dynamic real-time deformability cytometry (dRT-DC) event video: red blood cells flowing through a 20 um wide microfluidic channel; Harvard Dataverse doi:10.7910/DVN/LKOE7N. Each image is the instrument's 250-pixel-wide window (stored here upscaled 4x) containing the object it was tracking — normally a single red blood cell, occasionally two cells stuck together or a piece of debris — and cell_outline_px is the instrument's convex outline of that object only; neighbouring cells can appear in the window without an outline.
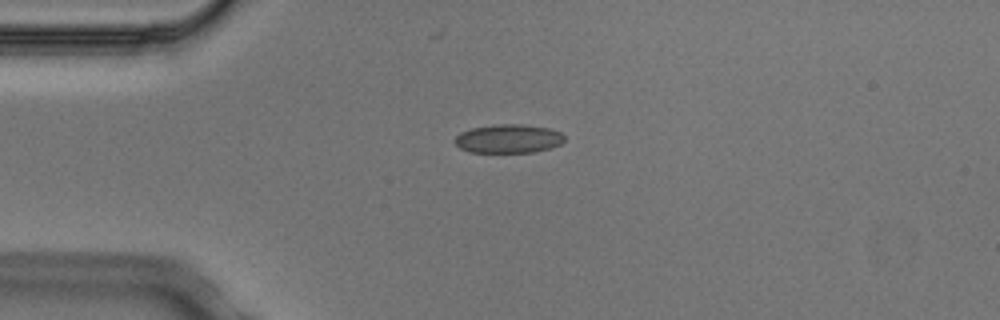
{"species": "Egyptian fruit bat (a non-hibernating species)", "species_latin": "Rousettus aegyptiacus", "temperature_condition": "cold", "stored_images_in_passage": 5, "camera_frame_rate_fps": 3000, "um_per_image_px": 0.085, "animal": {"sex": "male"}, "frame": {"image": 1, "passage_image": 1, "time_ms": 0.0, "image_size_px": [1000, 320], "cell_outline_px": [[564, 140], [560, 144], [552, 148], [532, 152], [468, 152], [460, 148], [452, 140], [460, 132], [472, 128], [500, 124], [524, 124], [548, 128], [560, 132], [564, 136]], "centroid_in_image_um": [43.2, 11.79], "position_along_channel_um": 41.8, "area_um2": 18.38}}
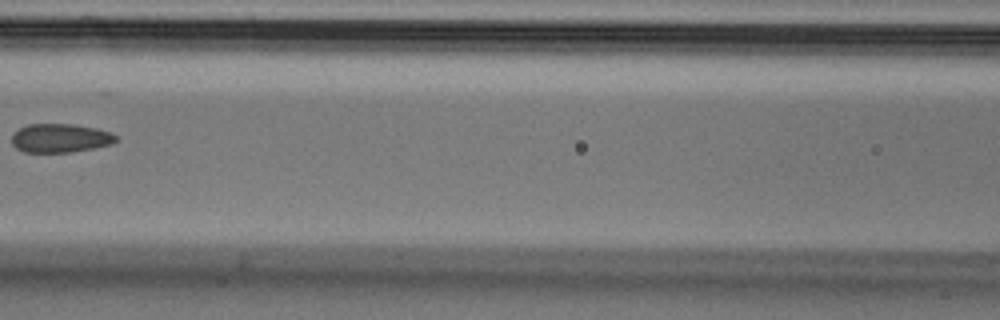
{"frame": {"image": 2, "passage_image": 4, "time_ms": 1.0, "image_size_px": [1000, 320], "cell_outline_px": [[116, 140], [112, 144], [72, 152], [24, 152], [16, 148], [12, 144], [12, 132], [28, 124], [72, 124], [96, 128], [112, 132], [116, 136]], "centroid_in_image_um": [5.1, 11.73], "position_along_channel_um": 161.5, "area_um2": 17.51}}
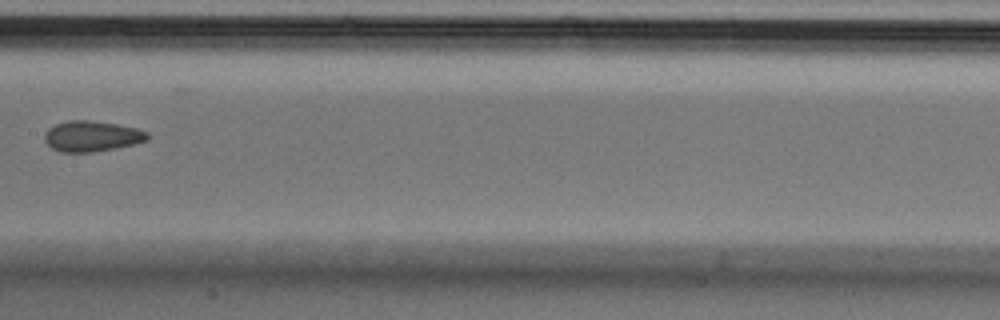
{"frame": {"image": 3, "passage_image": 5, "time_ms": 1.333, "image_size_px": [1000, 320], "cell_outline_px": [[148, 140], [132, 144], [92, 152], [60, 152], [52, 148], [44, 140], [44, 132], [48, 128], [56, 124], [68, 120], [88, 120], [116, 124], [136, 128], [148, 132]], "centroid_in_image_um": [7.76, 11.57], "position_along_channel_um": 199.6, "area_um2": 18.21}}